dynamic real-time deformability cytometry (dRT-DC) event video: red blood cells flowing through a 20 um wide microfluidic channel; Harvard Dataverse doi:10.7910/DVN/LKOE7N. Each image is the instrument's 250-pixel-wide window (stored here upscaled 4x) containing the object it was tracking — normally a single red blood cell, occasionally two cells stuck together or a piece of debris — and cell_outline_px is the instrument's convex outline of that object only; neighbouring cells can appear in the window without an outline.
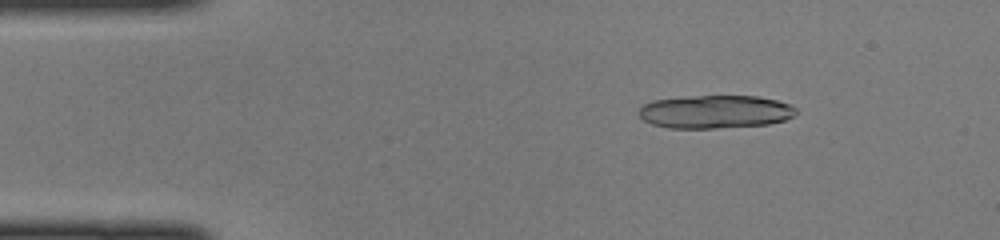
{"species": "common noctule bat (a hibernating species)", "species_latin": "Nyctalus noctula", "temperature_condition": "cold", "stored_images_in_passage": 17, "camera_frame_rate_fps": 3000, "um_per_image_px": 0.085, "animal": {"sex": "female", "body_mass_g": 22.0, "forearm_length_mm": 56.7}, "frame": {"image": 1, "passage_image": 6, "time_ms": 1.667, "image_size_px": [1000, 240], "cell_outline_px": [[796, 112], [792, 116], [784, 120], [768, 124], [712, 128], [668, 128], [652, 124], [644, 120], [636, 112], [644, 104], [652, 100], [684, 96], [756, 96], [776, 100], [792, 104], [796, 108]], "centroid_in_image_um": [60.76, 9.49], "position_along_channel_um": 24.2, "area_um2": 30.46}}